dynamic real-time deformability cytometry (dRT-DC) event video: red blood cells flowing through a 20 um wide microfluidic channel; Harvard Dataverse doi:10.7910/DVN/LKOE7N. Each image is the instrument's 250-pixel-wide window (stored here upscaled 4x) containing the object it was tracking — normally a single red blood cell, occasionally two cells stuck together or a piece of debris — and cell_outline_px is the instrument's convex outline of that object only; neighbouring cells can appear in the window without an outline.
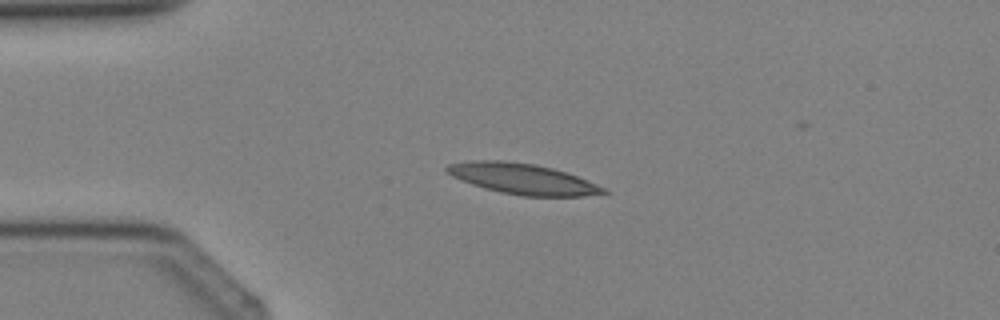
{"species": "Egyptian fruit bat (a non-hibernating species)", "species_latin": "Rousettus aegyptiacus", "temperature_condition": "cold", "stored_images_in_passage": 3, "camera_frame_rate_fps": 3000, "um_per_image_px": 0.085, "animal": {"sex": "female"}, "frame": {"image": 1, "passage_image": 3, "time_ms": 2.667, "image_size_px": [1000, 320], "cell_outline_px": [[608, 192], [584, 196], [524, 196], [500, 192], [484, 188], [472, 184], [452, 176], [444, 168], [448, 164], [468, 160], [504, 160], [536, 164], [568, 172], [608, 188]], "centroid_in_image_um": [44.45, 15.19], "position_along_channel_um": 40.6, "area_um2": 28.15}}